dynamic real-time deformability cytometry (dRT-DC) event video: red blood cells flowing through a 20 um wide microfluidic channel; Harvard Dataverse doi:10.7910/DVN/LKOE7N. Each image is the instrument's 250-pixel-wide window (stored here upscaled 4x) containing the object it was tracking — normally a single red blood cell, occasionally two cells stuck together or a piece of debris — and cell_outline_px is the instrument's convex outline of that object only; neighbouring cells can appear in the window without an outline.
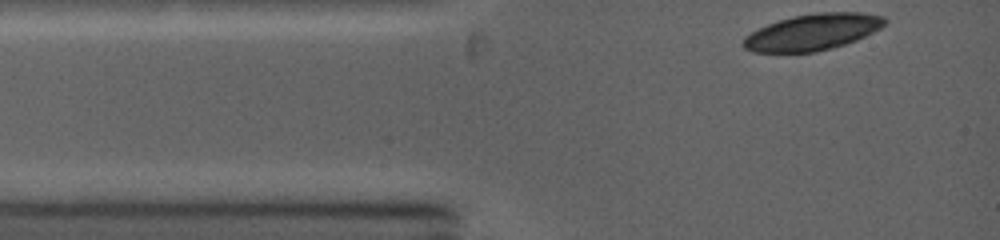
{"species": "common noctule bat (a hibernating species)", "species_latin": "Nyctalus noctula", "temperature_condition": "warm", "stored_images_in_passage": 2, "camera_frame_rate_fps": 5000, "um_per_image_px": 0.085, "animal": {"sex": "female", "body_mass_g": 19.0, "forearm_length_mm": 53.3}, "frame": {"image": 1, "passage_image": 1, "time_ms": 0.0, "image_size_px": [1000, 240], "cell_outline_px": [[888, 20], [880, 28], [856, 40], [832, 48], [816, 52], [752, 52], [744, 48], [740, 44], [744, 36], [768, 24], [792, 16], [816, 12], [860, 12], [884, 16]], "centroid_in_image_um": [69.05, 2.72], "position_along_channel_um": 15.9, "area_um2": 29.94}}